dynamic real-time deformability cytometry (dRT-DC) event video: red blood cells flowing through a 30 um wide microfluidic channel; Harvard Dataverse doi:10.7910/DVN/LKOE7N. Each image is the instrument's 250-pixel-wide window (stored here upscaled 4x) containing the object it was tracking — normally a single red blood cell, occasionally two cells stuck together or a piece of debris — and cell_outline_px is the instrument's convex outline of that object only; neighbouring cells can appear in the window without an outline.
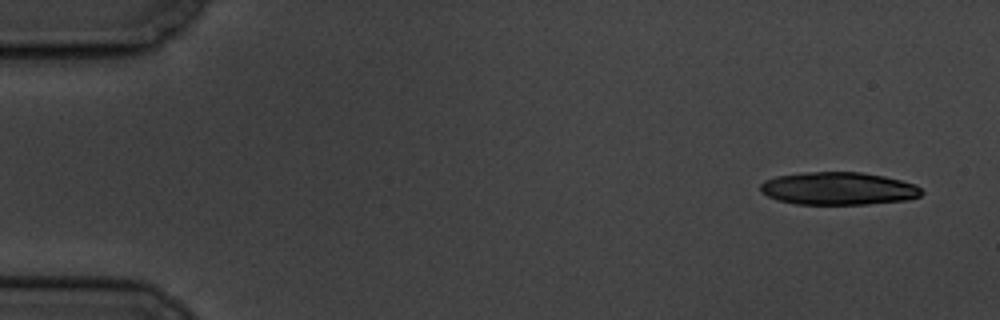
{"species": "common noctule bat (a hibernating species)", "species_latin": "Nyctalus noctula", "temperature_condition": "cold", "stored_images_in_passage": 5, "camera_frame_rate_fps": 3000, "um_per_image_px": 0.085, "animal": {"sex": "male", "body_mass_g": 19.5, "forearm_length_mm": 54.6}, "frame": {"image": 1, "passage_image": 1, "time_ms": 0.0, "image_size_px": [1000, 320], "cell_outline_px": [[924, 192], [920, 196], [904, 200], [868, 204], [796, 204], [776, 200], [760, 192], [760, 184], [764, 180], [776, 176], [804, 172], [860, 172], [884, 176], [916, 184]], "centroid_in_image_um": [71.23, 16.02], "position_along_channel_um": 13.8, "area_um2": 30.87}}